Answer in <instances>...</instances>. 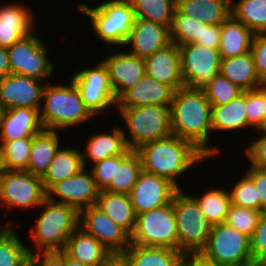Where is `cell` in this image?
Segmentation results:
<instances>
[{
    "label": "cell",
    "instance_id": "6da1fadb",
    "mask_svg": "<svg viewBox=\"0 0 266 266\" xmlns=\"http://www.w3.org/2000/svg\"><path fill=\"white\" fill-rule=\"evenodd\" d=\"M212 105L202 89L182 87L174 91L170 107L172 134L192 142L209 159L220 156V146L210 145ZM212 134V135H211Z\"/></svg>",
    "mask_w": 266,
    "mask_h": 266
},
{
    "label": "cell",
    "instance_id": "7a4b0ae2",
    "mask_svg": "<svg viewBox=\"0 0 266 266\" xmlns=\"http://www.w3.org/2000/svg\"><path fill=\"white\" fill-rule=\"evenodd\" d=\"M135 151L140 156L144 171L170 180L179 189H183L180 179L188 175L192 167L209 159L192 142L173 134L143 144Z\"/></svg>",
    "mask_w": 266,
    "mask_h": 266
},
{
    "label": "cell",
    "instance_id": "3957f363",
    "mask_svg": "<svg viewBox=\"0 0 266 266\" xmlns=\"http://www.w3.org/2000/svg\"><path fill=\"white\" fill-rule=\"evenodd\" d=\"M67 83H46L40 107V118L45 130L63 132L87 121L95 116L85 106L80 93L71 79Z\"/></svg>",
    "mask_w": 266,
    "mask_h": 266
},
{
    "label": "cell",
    "instance_id": "277c9868",
    "mask_svg": "<svg viewBox=\"0 0 266 266\" xmlns=\"http://www.w3.org/2000/svg\"><path fill=\"white\" fill-rule=\"evenodd\" d=\"M39 208L42 210L36 216V223L27 231L32 238L31 243H34L33 249L28 248L29 253L63 251L67 239L79 227V212L74 207L48 198Z\"/></svg>",
    "mask_w": 266,
    "mask_h": 266
},
{
    "label": "cell",
    "instance_id": "5b68a950",
    "mask_svg": "<svg viewBox=\"0 0 266 266\" xmlns=\"http://www.w3.org/2000/svg\"><path fill=\"white\" fill-rule=\"evenodd\" d=\"M98 4V5H97ZM94 7L84 2L76 3V11L88 16L93 34L106 48H123L131 29L135 24L136 15L129 0H103Z\"/></svg>",
    "mask_w": 266,
    "mask_h": 266
},
{
    "label": "cell",
    "instance_id": "8992f818",
    "mask_svg": "<svg viewBox=\"0 0 266 266\" xmlns=\"http://www.w3.org/2000/svg\"><path fill=\"white\" fill-rule=\"evenodd\" d=\"M116 109L123 119L122 123H125L122 131L127 146L131 150L172 135L170 107L148 105Z\"/></svg>",
    "mask_w": 266,
    "mask_h": 266
},
{
    "label": "cell",
    "instance_id": "52a82bcc",
    "mask_svg": "<svg viewBox=\"0 0 266 266\" xmlns=\"http://www.w3.org/2000/svg\"><path fill=\"white\" fill-rule=\"evenodd\" d=\"M186 192L180 189L173 198L179 251L183 255H198L207 243L212 224L197 201Z\"/></svg>",
    "mask_w": 266,
    "mask_h": 266
},
{
    "label": "cell",
    "instance_id": "ba28073f",
    "mask_svg": "<svg viewBox=\"0 0 266 266\" xmlns=\"http://www.w3.org/2000/svg\"><path fill=\"white\" fill-rule=\"evenodd\" d=\"M46 198L41 177L26 170H6L0 176V207L6 208L5 218L10 210L38 209Z\"/></svg>",
    "mask_w": 266,
    "mask_h": 266
},
{
    "label": "cell",
    "instance_id": "9c48e42d",
    "mask_svg": "<svg viewBox=\"0 0 266 266\" xmlns=\"http://www.w3.org/2000/svg\"><path fill=\"white\" fill-rule=\"evenodd\" d=\"M130 243L179 250L173 201L137 215Z\"/></svg>",
    "mask_w": 266,
    "mask_h": 266
},
{
    "label": "cell",
    "instance_id": "30bf717a",
    "mask_svg": "<svg viewBox=\"0 0 266 266\" xmlns=\"http://www.w3.org/2000/svg\"><path fill=\"white\" fill-rule=\"evenodd\" d=\"M198 255L217 266L253 262L250 237L225 222L212 225L207 243Z\"/></svg>",
    "mask_w": 266,
    "mask_h": 266
},
{
    "label": "cell",
    "instance_id": "8fae6325",
    "mask_svg": "<svg viewBox=\"0 0 266 266\" xmlns=\"http://www.w3.org/2000/svg\"><path fill=\"white\" fill-rule=\"evenodd\" d=\"M48 44L33 32L7 48L11 74L24 75L46 83L55 72V63L49 59ZM54 63V64H53Z\"/></svg>",
    "mask_w": 266,
    "mask_h": 266
},
{
    "label": "cell",
    "instance_id": "7c38bea8",
    "mask_svg": "<svg viewBox=\"0 0 266 266\" xmlns=\"http://www.w3.org/2000/svg\"><path fill=\"white\" fill-rule=\"evenodd\" d=\"M70 79L77 87L85 106L95 117L113 112V107L115 110L117 100L108 71L101 60L88 68L83 67L76 71Z\"/></svg>",
    "mask_w": 266,
    "mask_h": 266
},
{
    "label": "cell",
    "instance_id": "4fadbf2b",
    "mask_svg": "<svg viewBox=\"0 0 266 266\" xmlns=\"http://www.w3.org/2000/svg\"><path fill=\"white\" fill-rule=\"evenodd\" d=\"M179 51L185 87L202 89L220 73L221 58L218 49L193 43L179 46Z\"/></svg>",
    "mask_w": 266,
    "mask_h": 266
},
{
    "label": "cell",
    "instance_id": "5bb4252c",
    "mask_svg": "<svg viewBox=\"0 0 266 266\" xmlns=\"http://www.w3.org/2000/svg\"><path fill=\"white\" fill-rule=\"evenodd\" d=\"M79 228L94 236L111 253H124L130 246V235L96 205L79 212Z\"/></svg>",
    "mask_w": 266,
    "mask_h": 266
},
{
    "label": "cell",
    "instance_id": "9a60e30c",
    "mask_svg": "<svg viewBox=\"0 0 266 266\" xmlns=\"http://www.w3.org/2000/svg\"><path fill=\"white\" fill-rule=\"evenodd\" d=\"M99 191L91 171L84 168L78 174L53 184L47 190V198L74 207L80 212L96 205Z\"/></svg>",
    "mask_w": 266,
    "mask_h": 266
},
{
    "label": "cell",
    "instance_id": "2e32d148",
    "mask_svg": "<svg viewBox=\"0 0 266 266\" xmlns=\"http://www.w3.org/2000/svg\"><path fill=\"white\" fill-rule=\"evenodd\" d=\"M179 190L170 180L143 170L129 196L139 215L169 204Z\"/></svg>",
    "mask_w": 266,
    "mask_h": 266
},
{
    "label": "cell",
    "instance_id": "e0dca14e",
    "mask_svg": "<svg viewBox=\"0 0 266 266\" xmlns=\"http://www.w3.org/2000/svg\"><path fill=\"white\" fill-rule=\"evenodd\" d=\"M114 49V50H113ZM116 52V50H118ZM108 53L101 61L105 65L110 84L115 93L116 100L128 89L134 87L146 73L144 59L136 57L125 48H108Z\"/></svg>",
    "mask_w": 266,
    "mask_h": 266
},
{
    "label": "cell",
    "instance_id": "ac0fdd59",
    "mask_svg": "<svg viewBox=\"0 0 266 266\" xmlns=\"http://www.w3.org/2000/svg\"><path fill=\"white\" fill-rule=\"evenodd\" d=\"M46 81L19 74H9L0 80V109L14 107L39 109Z\"/></svg>",
    "mask_w": 266,
    "mask_h": 266
},
{
    "label": "cell",
    "instance_id": "d6986e66",
    "mask_svg": "<svg viewBox=\"0 0 266 266\" xmlns=\"http://www.w3.org/2000/svg\"><path fill=\"white\" fill-rule=\"evenodd\" d=\"M170 43L171 37L168 27L142 18H136L124 48L130 54L146 59Z\"/></svg>",
    "mask_w": 266,
    "mask_h": 266
},
{
    "label": "cell",
    "instance_id": "ffe728a7",
    "mask_svg": "<svg viewBox=\"0 0 266 266\" xmlns=\"http://www.w3.org/2000/svg\"><path fill=\"white\" fill-rule=\"evenodd\" d=\"M32 11L15 1L0 6V47L8 48L37 30Z\"/></svg>",
    "mask_w": 266,
    "mask_h": 266
},
{
    "label": "cell",
    "instance_id": "44dd1931",
    "mask_svg": "<svg viewBox=\"0 0 266 266\" xmlns=\"http://www.w3.org/2000/svg\"><path fill=\"white\" fill-rule=\"evenodd\" d=\"M174 90L144 74L140 81L132 88L126 90L116 101V108H131L148 105L171 107Z\"/></svg>",
    "mask_w": 266,
    "mask_h": 266
},
{
    "label": "cell",
    "instance_id": "7402d4cb",
    "mask_svg": "<svg viewBox=\"0 0 266 266\" xmlns=\"http://www.w3.org/2000/svg\"><path fill=\"white\" fill-rule=\"evenodd\" d=\"M43 130L39 109L14 107L0 112V142L33 138Z\"/></svg>",
    "mask_w": 266,
    "mask_h": 266
},
{
    "label": "cell",
    "instance_id": "603a6c76",
    "mask_svg": "<svg viewBox=\"0 0 266 266\" xmlns=\"http://www.w3.org/2000/svg\"><path fill=\"white\" fill-rule=\"evenodd\" d=\"M110 131L92 134L84 144L83 151L80 147V153L84 168H88V164L93 165L103 159L121 154H129L132 150L127 146L123 135L122 126L116 125Z\"/></svg>",
    "mask_w": 266,
    "mask_h": 266
},
{
    "label": "cell",
    "instance_id": "cb8c5ba5",
    "mask_svg": "<svg viewBox=\"0 0 266 266\" xmlns=\"http://www.w3.org/2000/svg\"><path fill=\"white\" fill-rule=\"evenodd\" d=\"M146 74L170 86L174 91L184 87L179 46L174 43L144 59Z\"/></svg>",
    "mask_w": 266,
    "mask_h": 266
},
{
    "label": "cell",
    "instance_id": "d4e9b609",
    "mask_svg": "<svg viewBox=\"0 0 266 266\" xmlns=\"http://www.w3.org/2000/svg\"><path fill=\"white\" fill-rule=\"evenodd\" d=\"M63 252L73 260L88 266H101L111 254L94 236L79 227L67 239Z\"/></svg>",
    "mask_w": 266,
    "mask_h": 266
},
{
    "label": "cell",
    "instance_id": "484cf974",
    "mask_svg": "<svg viewBox=\"0 0 266 266\" xmlns=\"http://www.w3.org/2000/svg\"><path fill=\"white\" fill-rule=\"evenodd\" d=\"M254 33L231 15L221 24L219 54L221 59L237 57L250 52Z\"/></svg>",
    "mask_w": 266,
    "mask_h": 266
},
{
    "label": "cell",
    "instance_id": "4316f807",
    "mask_svg": "<svg viewBox=\"0 0 266 266\" xmlns=\"http://www.w3.org/2000/svg\"><path fill=\"white\" fill-rule=\"evenodd\" d=\"M61 134L60 131L44 129L33 136L30 160L26 171L41 178L44 176L57 151L63 145Z\"/></svg>",
    "mask_w": 266,
    "mask_h": 266
},
{
    "label": "cell",
    "instance_id": "83f0119b",
    "mask_svg": "<svg viewBox=\"0 0 266 266\" xmlns=\"http://www.w3.org/2000/svg\"><path fill=\"white\" fill-rule=\"evenodd\" d=\"M245 91L225 105H212V133L248 130Z\"/></svg>",
    "mask_w": 266,
    "mask_h": 266
},
{
    "label": "cell",
    "instance_id": "f1b7e54d",
    "mask_svg": "<svg viewBox=\"0 0 266 266\" xmlns=\"http://www.w3.org/2000/svg\"><path fill=\"white\" fill-rule=\"evenodd\" d=\"M176 9L208 25H221L232 15L231 0H176Z\"/></svg>",
    "mask_w": 266,
    "mask_h": 266
},
{
    "label": "cell",
    "instance_id": "f546056e",
    "mask_svg": "<svg viewBox=\"0 0 266 266\" xmlns=\"http://www.w3.org/2000/svg\"><path fill=\"white\" fill-rule=\"evenodd\" d=\"M96 206L129 235L134 232L137 215L129 195L99 191Z\"/></svg>",
    "mask_w": 266,
    "mask_h": 266
},
{
    "label": "cell",
    "instance_id": "4dcf8cb0",
    "mask_svg": "<svg viewBox=\"0 0 266 266\" xmlns=\"http://www.w3.org/2000/svg\"><path fill=\"white\" fill-rule=\"evenodd\" d=\"M61 146L51 161L47 172L42 177L44 189L47 191L53 184L78 174L84 169L78 145Z\"/></svg>",
    "mask_w": 266,
    "mask_h": 266
},
{
    "label": "cell",
    "instance_id": "1f68e13d",
    "mask_svg": "<svg viewBox=\"0 0 266 266\" xmlns=\"http://www.w3.org/2000/svg\"><path fill=\"white\" fill-rule=\"evenodd\" d=\"M220 73L243 91L264 86L257 75L250 52L237 57L221 59Z\"/></svg>",
    "mask_w": 266,
    "mask_h": 266
},
{
    "label": "cell",
    "instance_id": "d6a6232c",
    "mask_svg": "<svg viewBox=\"0 0 266 266\" xmlns=\"http://www.w3.org/2000/svg\"><path fill=\"white\" fill-rule=\"evenodd\" d=\"M143 171L139 154L132 150L129 154L115 156V173L107 192L129 195Z\"/></svg>",
    "mask_w": 266,
    "mask_h": 266
},
{
    "label": "cell",
    "instance_id": "836d02e7",
    "mask_svg": "<svg viewBox=\"0 0 266 266\" xmlns=\"http://www.w3.org/2000/svg\"><path fill=\"white\" fill-rule=\"evenodd\" d=\"M124 254L131 266H176L183 258L179 250L130 244Z\"/></svg>",
    "mask_w": 266,
    "mask_h": 266
},
{
    "label": "cell",
    "instance_id": "e575fe53",
    "mask_svg": "<svg viewBox=\"0 0 266 266\" xmlns=\"http://www.w3.org/2000/svg\"><path fill=\"white\" fill-rule=\"evenodd\" d=\"M226 188V189H225ZM209 187L203 190L202 195L189 194L197 201L207 220L212 224H220L226 221L231 206V199L227 187Z\"/></svg>",
    "mask_w": 266,
    "mask_h": 266
},
{
    "label": "cell",
    "instance_id": "d590c367",
    "mask_svg": "<svg viewBox=\"0 0 266 266\" xmlns=\"http://www.w3.org/2000/svg\"><path fill=\"white\" fill-rule=\"evenodd\" d=\"M14 227L4 226L0 230V266H29L28 244Z\"/></svg>",
    "mask_w": 266,
    "mask_h": 266
},
{
    "label": "cell",
    "instance_id": "8d00e7d4",
    "mask_svg": "<svg viewBox=\"0 0 266 266\" xmlns=\"http://www.w3.org/2000/svg\"><path fill=\"white\" fill-rule=\"evenodd\" d=\"M231 13L254 34L266 33V0H231Z\"/></svg>",
    "mask_w": 266,
    "mask_h": 266
},
{
    "label": "cell",
    "instance_id": "74e56055",
    "mask_svg": "<svg viewBox=\"0 0 266 266\" xmlns=\"http://www.w3.org/2000/svg\"><path fill=\"white\" fill-rule=\"evenodd\" d=\"M136 18L172 27L176 0H129Z\"/></svg>",
    "mask_w": 266,
    "mask_h": 266
},
{
    "label": "cell",
    "instance_id": "f35d334b",
    "mask_svg": "<svg viewBox=\"0 0 266 266\" xmlns=\"http://www.w3.org/2000/svg\"><path fill=\"white\" fill-rule=\"evenodd\" d=\"M203 21L181 14L177 9L174 13L170 29L171 42L177 46L202 41Z\"/></svg>",
    "mask_w": 266,
    "mask_h": 266
},
{
    "label": "cell",
    "instance_id": "ab89813d",
    "mask_svg": "<svg viewBox=\"0 0 266 266\" xmlns=\"http://www.w3.org/2000/svg\"><path fill=\"white\" fill-rule=\"evenodd\" d=\"M6 170H26L32 146V138L0 142Z\"/></svg>",
    "mask_w": 266,
    "mask_h": 266
},
{
    "label": "cell",
    "instance_id": "60d3db41",
    "mask_svg": "<svg viewBox=\"0 0 266 266\" xmlns=\"http://www.w3.org/2000/svg\"><path fill=\"white\" fill-rule=\"evenodd\" d=\"M211 105H225L243 93L237 85L218 73L202 88Z\"/></svg>",
    "mask_w": 266,
    "mask_h": 266
},
{
    "label": "cell",
    "instance_id": "b9f144b4",
    "mask_svg": "<svg viewBox=\"0 0 266 266\" xmlns=\"http://www.w3.org/2000/svg\"><path fill=\"white\" fill-rule=\"evenodd\" d=\"M242 174V177H239L233 185H229L231 204L260 211V199L257 198L256 186L245 173Z\"/></svg>",
    "mask_w": 266,
    "mask_h": 266
},
{
    "label": "cell",
    "instance_id": "7bdbcfd3",
    "mask_svg": "<svg viewBox=\"0 0 266 266\" xmlns=\"http://www.w3.org/2000/svg\"><path fill=\"white\" fill-rule=\"evenodd\" d=\"M262 212L231 204L225 223L252 237Z\"/></svg>",
    "mask_w": 266,
    "mask_h": 266
},
{
    "label": "cell",
    "instance_id": "ee69618b",
    "mask_svg": "<svg viewBox=\"0 0 266 266\" xmlns=\"http://www.w3.org/2000/svg\"><path fill=\"white\" fill-rule=\"evenodd\" d=\"M245 107L248 128L255 131L262 124L263 113L266 110V85L245 91Z\"/></svg>",
    "mask_w": 266,
    "mask_h": 266
},
{
    "label": "cell",
    "instance_id": "f6af8a7d",
    "mask_svg": "<svg viewBox=\"0 0 266 266\" xmlns=\"http://www.w3.org/2000/svg\"><path fill=\"white\" fill-rule=\"evenodd\" d=\"M256 132L258 137L248 140L250 143L244 148L243 154L250 166L266 170V132Z\"/></svg>",
    "mask_w": 266,
    "mask_h": 266
},
{
    "label": "cell",
    "instance_id": "bcb514c9",
    "mask_svg": "<svg viewBox=\"0 0 266 266\" xmlns=\"http://www.w3.org/2000/svg\"><path fill=\"white\" fill-rule=\"evenodd\" d=\"M255 69L261 82L266 85V33H257L253 37L250 50Z\"/></svg>",
    "mask_w": 266,
    "mask_h": 266
},
{
    "label": "cell",
    "instance_id": "7dc6e473",
    "mask_svg": "<svg viewBox=\"0 0 266 266\" xmlns=\"http://www.w3.org/2000/svg\"><path fill=\"white\" fill-rule=\"evenodd\" d=\"M91 171L97 188L104 190L114 178L115 156L103 159L93 165L88 166Z\"/></svg>",
    "mask_w": 266,
    "mask_h": 266
},
{
    "label": "cell",
    "instance_id": "c3c4849f",
    "mask_svg": "<svg viewBox=\"0 0 266 266\" xmlns=\"http://www.w3.org/2000/svg\"><path fill=\"white\" fill-rule=\"evenodd\" d=\"M250 243L252 260L258 263L266 256V212L260 216Z\"/></svg>",
    "mask_w": 266,
    "mask_h": 266
},
{
    "label": "cell",
    "instance_id": "681fc988",
    "mask_svg": "<svg viewBox=\"0 0 266 266\" xmlns=\"http://www.w3.org/2000/svg\"><path fill=\"white\" fill-rule=\"evenodd\" d=\"M249 167L244 172L256 186L257 198L260 199V212L264 213L266 212V170Z\"/></svg>",
    "mask_w": 266,
    "mask_h": 266
},
{
    "label": "cell",
    "instance_id": "f907efd6",
    "mask_svg": "<svg viewBox=\"0 0 266 266\" xmlns=\"http://www.w3.org/2000/svg\"><path fill=\"white\" fill-rule=\"evenodd\" d=\"M29 266H64V252H38L30 254Z\"/></svg>",
    "mask_w": 266,
    "mask_h": 266
},
{
    "label": "cell",
    "instance_id": "816d5d0a",
    "mask_svg": "<svg viewBox=\"0 0 266 266\" xmlns=\"http://www.w3.org/2000/svg\"><path fill=\"white\" fill-rule=\"evenodd\" d=\"M221 25H208L203 22L202 41L196 44L206 46L210 49H218L220 43Z\"/></svg>",
    "mask_w": 266,
    "mask_h": 266
},
{
    "label": "cell",
    "instance_id": "f5cc1de1",
    "mask_svg": "<svg viewBox=\"0 0 266 266\" xmlns=\"http://www.w3.org/2000/svg\"><path fill=\"white\" fill-rule=\"evenodd\" d=\"M101 266H131L124 253H111Z\"/></svg>",
    "mask_w": 266,
    "mask_h": 266
},
{
    "label": "cell",
    "instance_id": "db71d44e",
    "mask_svg": "<svg viewBox=\"0 0 266 266\" xmlns=\"http://www.w3.org/2000/svg\"><path fill=\"white\" fill-rule=\"evenodd\" d=\"M11 74L9 55L6 47H0V80Z\"/></svg>",
    "mask_w": 266,
    "mask_h": 266
},
{
    "label": "cell",
    "instance_id": "11a10c76",
    "mask_svg": "<svg viewBox=\"0 0 266 266\" xmlns=\"http://www.w3.org/2000/svg\"><path fill=\"white\" fill-rule=\"evenodd\" d=\"M192 266H217L203 260L199 255H192Z\"/></svg>",
    "mask_w": 266,
    "mask_h": 266
},
{
    "label": "cell",
    "instance_id": "9f6ffc18",
    "mask_svg": "<svg viewBox=\"0 0 266 266\" xmlns=\"http://www.w3.org/2000/svg\"><path fill=\"white\" fill-rule=\"evenodd\" d=\"M64 266H88L79 261L73 260L64 253Z\"/></svg>",
    "mask_w": 266,
    "mask_h": 266
},
{
    "label": "cell",
    "instance_id": "6f0895ef",
    "mask_svg": "<svg viewBox=\"0 0 266 266\" xmlns=\"http://www.w3.org/2000/svg\"><path fill=\"white\" fill-rule=\"evenodd\" d=\"M176 266H192V255H184Z\"/></svg>",
    "mask_w": 266,
    "mask_h": 266
},
{
    "label": "cell",
    "instance_id": "680465c9",
    "mask_svg": "<svg viewBox=\"0 0 266 266\" xmlns=\"http://www.w3.org/2000/svg\"><path fill=\"white\" fill-rule=\"evenodd\" d=\"M255 131L266 132V110L263 113L262 124Z\"/></svg>",
    "mask_w": 266,
    "mask_h": 266
},
{
    "label": "cell",
    "instance_id": "91938a15",
    "mask_svg": "<svg viewBox=\"0 0 266 266\" xmlns=\"http://www.w3.org/2000/svg\"><path fill=\"white\" fill-rule=\"evenodd\" d=\"M6 171L3 160L2 147L0 144V176Z\"/></svg>",
    "mask_w": 266,
    "mask_h": 266
},
{
    "label": "cell",
    "instance_id": "94428289",
    "mask_svg": "<svg viewBox=\"0 0 266 266\" xmlns=\"http://www.w3.org/2000/svg\"><path fill=\"white\" fill-rule=\"evenodd\" d=\"M221 266H258V263L255 262H244L241 264H229V265H221Z\"/></svg>",
    "mask_w": 266,
    "mask_h": 266
},
{
    "label": "cell",
    "instance_id": "6125c7cd",
    "mask_svg": "<svg viewBox=\"0 0 266 266\" xmlns=\"http://www.w3.org/2000/svg\"><path fill=\"white\" fill-rule=\"evenodd\" d=\"M12 219H14V218H11V219L9 220L10 222H7V223L5 222V224H4V222H3L2 224L0 223V224H1V225H0V230H1L4 226H14V224H13L14 222H12V221H13Z\"/></svg>",
    "mask_w": 266,
    "mask_h": 266
},
{
    "label": "cell",
    "instance_id": "be15d7a7",
    "mask_svg": "<svg viewBox=\"0 0 266 266\" xmlns=\"http://www.w3.org/2000/svg\"><path fill=\"white\" fill-rule=\"evenodd\" d=\"M258 266H266V256L258 262Z\"/></svg>",
    "mask_w": 266,
    "mask_h": 266
}]
</instances>
